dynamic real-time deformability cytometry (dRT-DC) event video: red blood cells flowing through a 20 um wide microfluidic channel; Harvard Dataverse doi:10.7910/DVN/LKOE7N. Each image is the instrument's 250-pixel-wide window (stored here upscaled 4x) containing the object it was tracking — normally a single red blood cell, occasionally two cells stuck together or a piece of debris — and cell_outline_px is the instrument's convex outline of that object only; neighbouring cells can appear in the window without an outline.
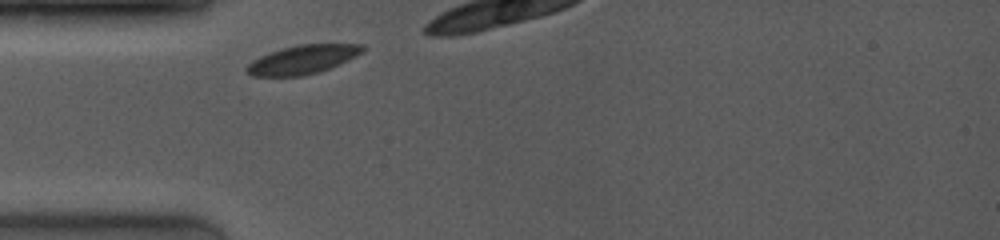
{"species": "common noctule bat (a hibernating species)", "species_latin": "Nyctalus noctula", "temperature_condition": "room temperature", "stored_images_in_passage": 4, "camera_frame_rate_fps": 4000, "um_per_image_px": 0.085, "animal": {"sex": "female", "body_mass_g": 19.0, "forearm_length_mm": 53.3}, "frame": {"image": 1, "passage_image": 1, "time_ms": 0.0, "image_size_px": [1000, 240], "cell_outline_px": [[364, 48], [356, 56], [340, 64], [320, 72], [304, 76], [252, 76], [244, 72], [244, 68], [252, 60], [260, 56], [284, 48], [300, 44], [364, 44]], "centroid_in_image_um": [25.69, 5.08], "position_along_channel_um": 59.3, "area_um2": 19.42}}